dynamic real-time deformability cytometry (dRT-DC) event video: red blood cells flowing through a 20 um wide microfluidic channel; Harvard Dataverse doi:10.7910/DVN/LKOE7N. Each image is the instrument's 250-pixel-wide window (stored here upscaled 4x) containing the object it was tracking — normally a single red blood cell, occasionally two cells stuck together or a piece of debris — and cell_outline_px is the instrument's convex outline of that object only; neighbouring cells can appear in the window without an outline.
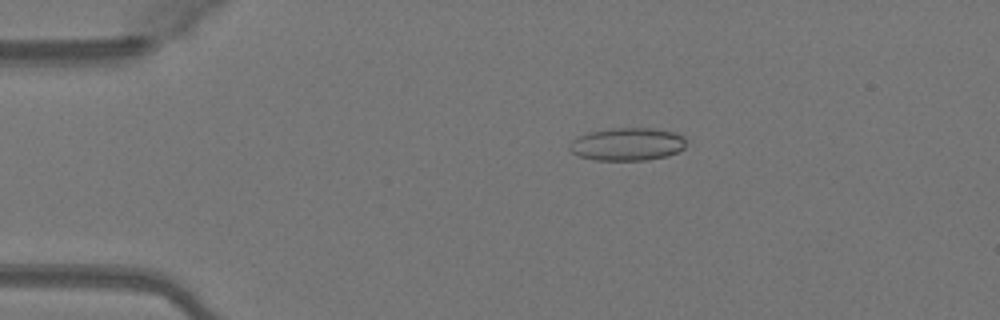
{"species": "Egyptian fruit bat (a non-hibernating species)", "species_latin": "Rousettus aegyptiacus", "temperature_condition": "warm", "stored_images_in_passage": 50, "camera_frame_rate_fps": 3000, "um_per_image_px": 0.085, "animal": {"sex": "female"}, "frame": {"image": 1, "passage_image": 10, "time_ms": 3.0, "image_size_px": [1000, 320], "cell_outline_px": [[684, 148], [668, 156], [648, 160], [596, 160], [580, 156], [572, 152], [568, 148], [568, 144], [572, 140], [588, 132], [612, 128], [652, 128], [676, 132], [684, 136]], "centroid_in_image_um": [53.32, 12.25], "position_along_channel_um": 31.7, "area_um2": 22.37}}
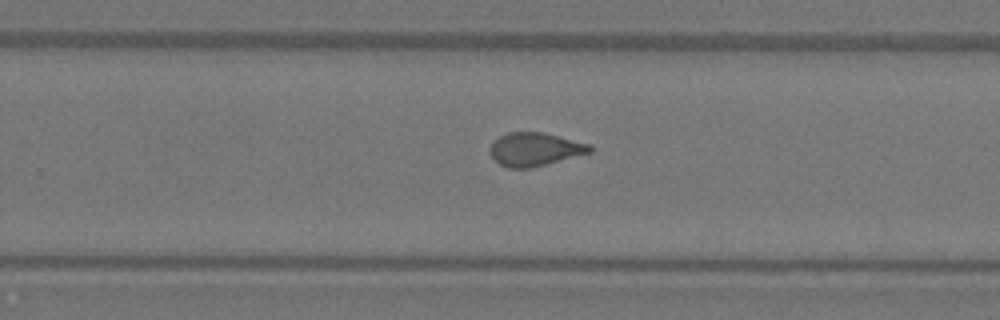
{"frame": {"image": 2, "passage_image": 32, "time_ms": 10.333, "image_size_px": [1000, 320], "cell_outline_px": [[592, 152], [532, 168], [508, 168], [500, 164], [488, 152], [488, 148], [500, 136], [508, 132], [544, 132], [592, 144]], "centroid_in_image_um": [45.48, 12.69], "position_along_channel_um": 284.3, "area_um2": 19.54}}
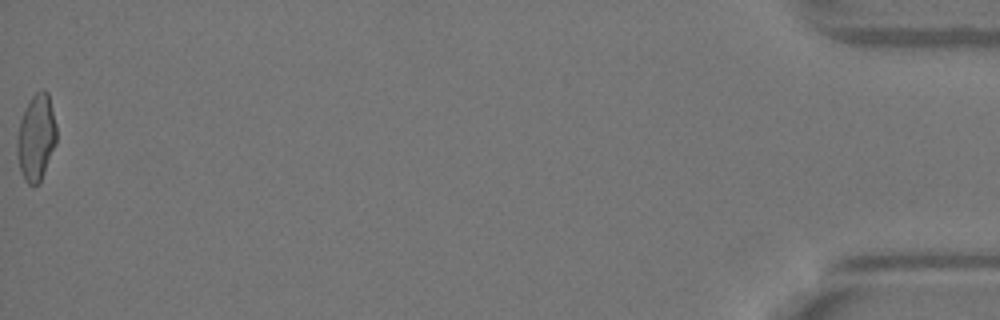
{"frame": {"image": 3, "passage_image": 50, "time_ms": 16.333, "image_size_px": [1000, 320], "cell_outline_px": [[56, 144], [40, 180], [36, 184], [28, 184], [24, 180], [20, 172], [16, 152], [16, 140], [20, 120], [32, 96], [40, 88], [44, 88], [48, 92], [56, 124]], "centroid_in_image_um": [3.06, 11.66], "position_along_channel_um": 432.1, "area_um2": 19.83}, "authors_computed_cell_mechanics": {"area_um2": 20.1144, "velocity_mm_per_s": 4.1118, "shape_relaxation_time_tau1_ms": null, "shape_relaxation_time_tau2_ms": 1.101, "deformation_change_tau1": null, "deformation_change_tau2": 0.0818}}